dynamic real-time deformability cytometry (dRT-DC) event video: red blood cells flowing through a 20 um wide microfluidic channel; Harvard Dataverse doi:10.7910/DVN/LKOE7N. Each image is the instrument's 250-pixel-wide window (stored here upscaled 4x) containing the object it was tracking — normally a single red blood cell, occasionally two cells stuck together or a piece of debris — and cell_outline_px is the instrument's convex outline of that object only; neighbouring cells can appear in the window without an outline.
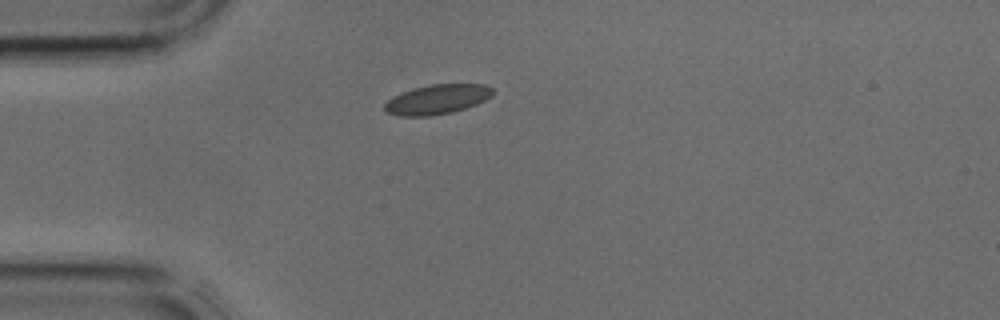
{"species": "common noctule bat (a hibernating species)", "species_latin": "Nyctalus noctula", "temperature_condition": "cold", "stored_images_in_passage": 32, "camera_frame_rate_fps": 3000, "um_per_image_px": 0.085, "animal": {"sex": "male", "body_mass_g": 17.9, "forearm_length_mm": 54.2}, "frame": {"image": 1, "passage_image": 1, "time_ms": 0.0, "image_size_px": [1000, 320], "cell_outline_px": [[492, 96], [476, 104], [452, 112], [428, 116], [400, 116], [384, 112], [384, 104], [392, 96], [412, 88], [428, 84], [484, 84], [492, 88]], "centroid_in_image_um": [37.11, 8.44], "position_along_channel_um": 47.9, "area_um2": 18.73}}
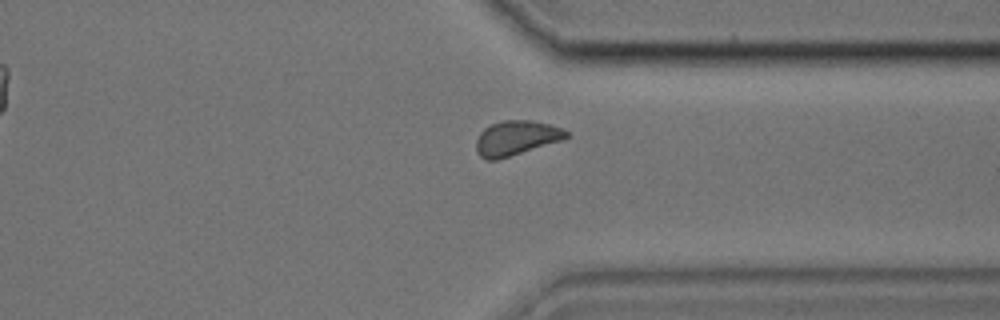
{"frame": {"image": 2, "passage_image": 22, "time_ms": 7.0, "image_size_px": [1000, 320], "cell_outline_px": [[568, 136], [564, 140], [496, 160], [484, 160], [476, 152], [476, 140], [480, 132], [484, 128], [492, 124], [504, 120], [528, 120], [548, 124], [560, 128], [568, 132]], "centroid_in_image_um": [43.85, 11.74], "position_along_channel_um": 367.6, "area_um2": 18.15}}
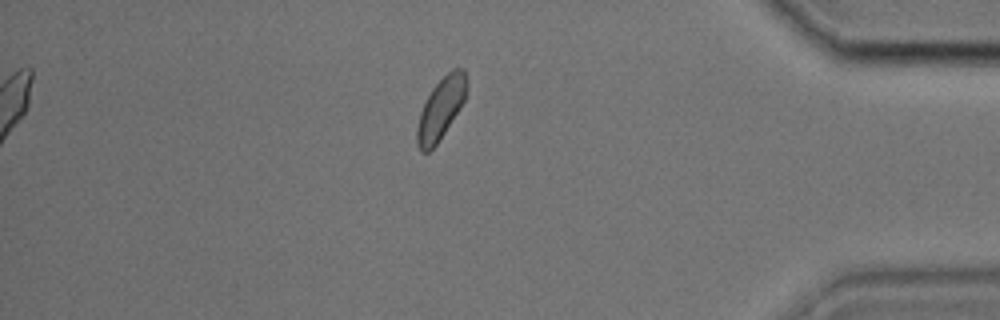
{"frame": {"image": 3, "passage_image": 26, "time_ms": 8.333, "image_size_px": [1000, 320], "cell_outline_px": [[468, 88], [464, 100], [460, 108], [436, 144], [428, 152], [420, 152], [416, 144], [416, 128], [420, 112], [432, 88], [452, 68], [464, 68], [468, 80]], "centroid_in_image_um": [37.48, 9.21], "position_along_channel_um": 397.7, "area_um2": 17.74}}